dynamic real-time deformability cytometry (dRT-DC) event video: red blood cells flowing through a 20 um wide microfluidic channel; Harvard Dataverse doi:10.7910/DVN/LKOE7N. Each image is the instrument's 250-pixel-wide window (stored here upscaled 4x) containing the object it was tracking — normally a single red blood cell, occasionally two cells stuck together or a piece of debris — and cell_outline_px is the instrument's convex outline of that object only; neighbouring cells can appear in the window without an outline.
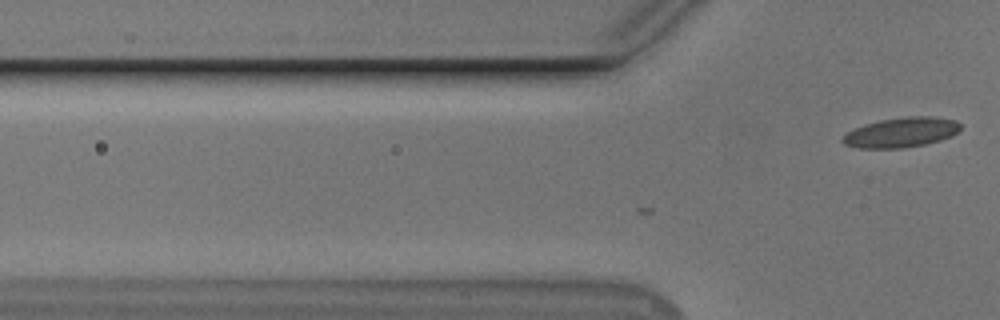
{"species": "Egyptian fruit bat (a non-hibernating species)", "species_latin": "Rousettus aegyptiacus", "temperature_condition": "cold", "stored_images_in_passage": 4, "camera_frame_rate_fps": 3000, "um_per_image_px": 0.085, "animal": {"sex": "male"}, "frame": {"image": 1, "passage_image": 4, "time_ms": 1.0, "image_size_px": [1000, 320], "cell_outline_px": [[960, 128], [952, 136], [940, 140], [924, 144], [900, 148], [860, 148], [844, 144], [840, 140], [848, 132], [864, 124], [880, 120], [908, 116], [928, 116], [956, 120], [960, 124]], "centroid_in_image_um": [76.6, 11.25], "position_along_channel_um": 49.2, "area_um2": 20.29}}